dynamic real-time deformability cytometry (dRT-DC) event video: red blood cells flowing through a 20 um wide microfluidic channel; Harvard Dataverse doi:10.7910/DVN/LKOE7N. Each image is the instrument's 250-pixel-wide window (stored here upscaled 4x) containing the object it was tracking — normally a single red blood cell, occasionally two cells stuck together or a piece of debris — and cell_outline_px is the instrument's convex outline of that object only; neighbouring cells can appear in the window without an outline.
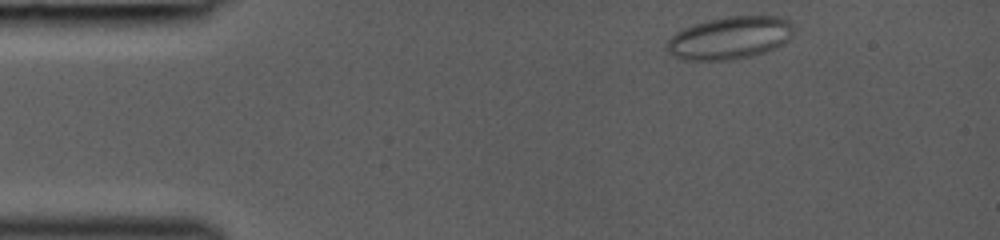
{"species": "common noctule bat (a hibernating species)", "species_latin": "Nyctalus noctula", "temperature_condition": "room temperature", "stored_images_in_passage": 34, "camera_frame_rate_fps": 3000, "um_per_image_px": 0.085, "animal": {"sex": "female", "body_mass_g": 19.0, "forearm_length_mm": 53.3}, "frame": {"image": 1, "passage_image": 1, "time_ms": 0.0, "image_size_px": [1000, 240], "cell_outline_px": [[796, 32], [788, 40], [764, 52], [752, 56], [732, 60], [684, 60], [672, 56], [668, 52], [664, 44], [676, 32], [684, 28], [708, 20], [728, 16], [776, 16], [788, 20], [792, 24]], "centroid_in_image_um": [62.02, 3.23], "position_along_channel_um": 23.0, "area_um2": 31.56}}
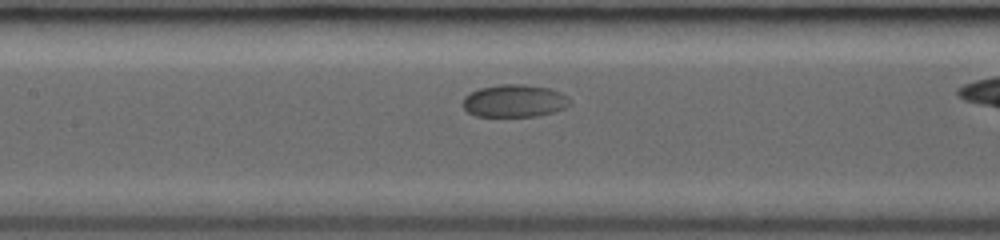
{"frame": {"image": 2, "passage_image": 17, "time_ms": 5.333, "image_size_px": [1000, 240], "cell_outline_px": [[572, 104], [556, 112], [536, 116], [476, 116], [468, 112], [460, 104], [464, 96], [480, 88], [500, 84], [520, 84], [548, 88], [560, 92], [568, 96], [572, 100]], "centroid_in_image_um": [43.74, 8.58], "position_along_channel_um": 163.7, "area_um2": 20.52}}
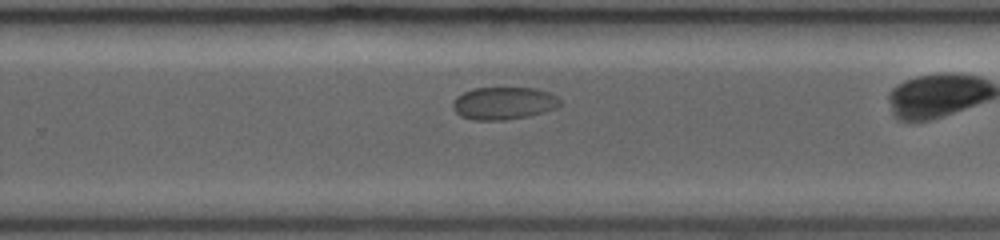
{"frame": {"image": 3, "passage_image": 26, "time_ms": 8.333, "image_size_px": [1000, 240], "cell_outline_px": [[560, 104], [556, 108], [544, 112], [528, 116], [504, 120], [476, 120], [460, 116], [452, 108], [452, 100], [456, 96], [464, 92], [476, 88], [536, 88], [552, 92], [560, 100]], "centroid_in_image_um": [42.81, 8.77], "position_along_channel_um": 287.0, "area_um2": 20.46}}